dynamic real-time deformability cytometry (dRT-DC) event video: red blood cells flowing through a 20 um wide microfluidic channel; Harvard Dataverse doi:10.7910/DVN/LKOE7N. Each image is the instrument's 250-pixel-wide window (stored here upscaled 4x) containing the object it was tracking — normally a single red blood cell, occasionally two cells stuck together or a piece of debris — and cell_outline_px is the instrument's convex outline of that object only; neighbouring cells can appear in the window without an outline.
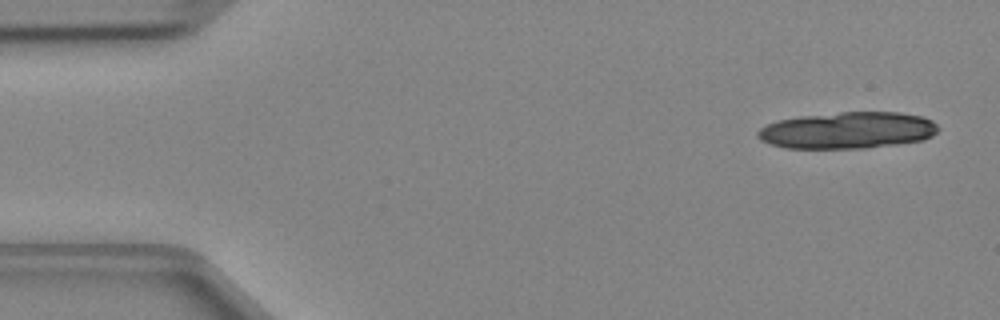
{"species": "Egyptian fruit bat (a non-hibernating species)", "species_latin": "Rousettus aegyptiacus", "temperature_condition": "cold", "stored_images_in_passage": 16, "camera_frame_rate_fps": 3000, "um_per_image_px": 0.085, "animal": {"sex": "female"}, "frame": {"image": 1, "passage_image": 1, "time_ms": 0.0, "image_size_px": [1000, 320], "cell_outline_px": [[940, 128], [932, 136], [924, 140], [868, 148], [784, 148], [768, 144], [760, 140], [756, 136], [756, 132], [760, 128], [776, 120], [800, 116], [840, 112], [900, 112], [924, 116], [932, 120]], "centroid_in_image_um": [72.04, 11.07], "position_along_channel_um": 13.0, "area_um2": 38.96}}